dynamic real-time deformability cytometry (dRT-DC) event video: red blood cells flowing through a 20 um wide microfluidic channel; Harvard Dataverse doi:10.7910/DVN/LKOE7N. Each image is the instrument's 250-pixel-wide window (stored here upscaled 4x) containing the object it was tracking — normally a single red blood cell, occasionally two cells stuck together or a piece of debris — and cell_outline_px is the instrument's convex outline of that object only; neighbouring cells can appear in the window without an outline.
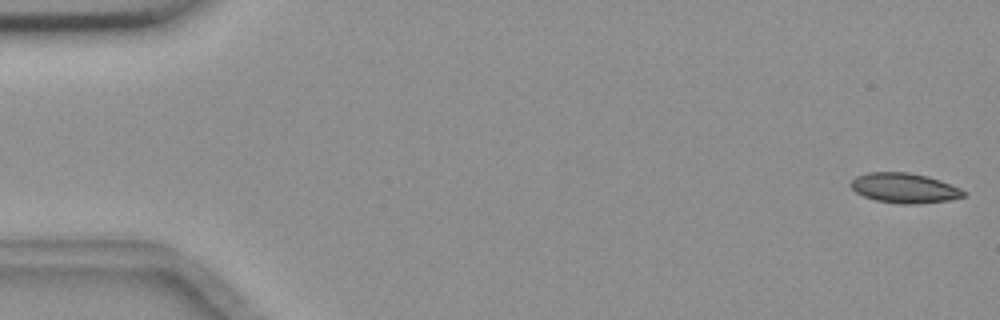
{"species": "common noctule bat (a hibernating species)", "species_latin": "Nyctalus noctula", "temperature_condition": "room temperature", "stored_images_in_passage": 55, "camera_frame_rate_fps": 3000, "um_per_image_px": 0.085, "animal": {"sex": "female", "body_mass_g": 18.4}, "frame": {"image": 1, "passage_image": 1, "time_ms": 0.0, "image_size_px": [1000, 320], "cell_outline_px": [[968, 192], [964, 196], [948, 200], [916, 204], [900, 204], [876, 200], [864, 196], [856, 192], [852, 188], [852, 180], [856, 176], [868, 172], [908, 172], [928, 176], [940, 180], [960, 188]], "centroid_in_image_um": [76.9, 15.98], "position_along_channel_um": 8.1, "area_um2": 19.59}}
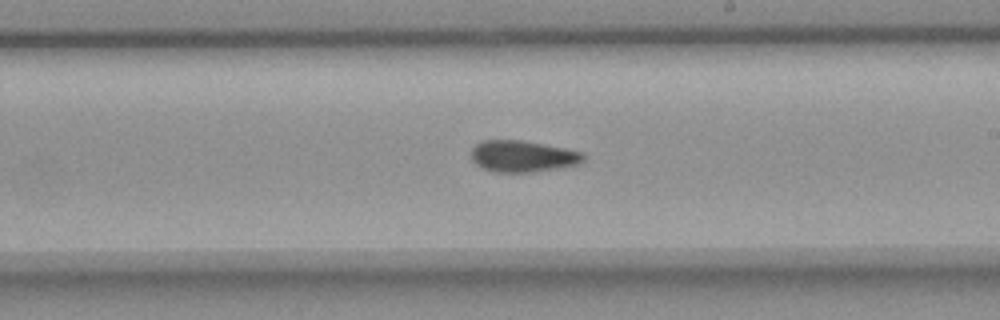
{"frame": {"image": 2, "passage_image": 32, "time_ms": 10.333, "image_size_px": [1000, 320], "cell_outline_px": [[584, 160], [580, 164], [532, 172], [496, 172], [484, 168], [476, 164], [472, 160], [472, 148], [480, 140], [520, 140], [544, 144], [584, 152]], "centroid_in_image_um": [44.43, 13.27], "position_along_channel_um": 244.6, "area_um2": 20.52}}
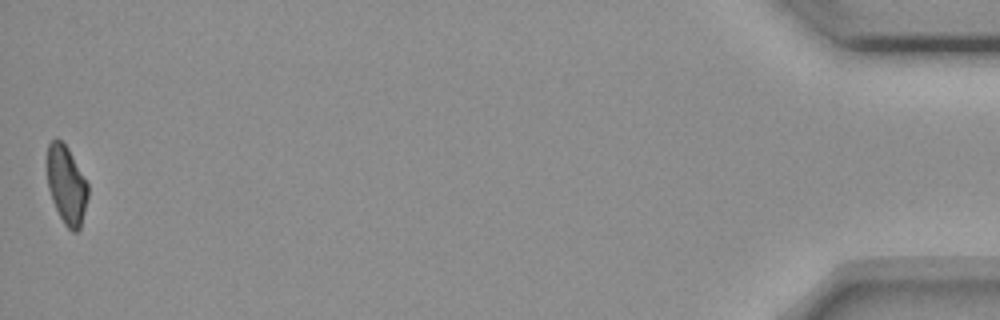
{"frame": {"image": 3, "passage_image": 55, "time_ms": 18.0, "image_size_px": [1000, 320], "cell_outline_px": [[88, 196], [80, 228], [76, 232], [72, 232], [64, 224], [52, 200], [48, 188], [48, 144], [56, 136], [68, 148], [88, 184]], "centroid_in_image_um": [5.66, 15.73], "position_along_channel_um": 429.5, "area_um2": 18.38}, "authors_computed_cell_mechanics": {"area_um2": 20.3456, "velocity_mm_per_s": 3.6532, "shape_relaxation_time_tau1_ms": null, "shape_relaxation_time_tau2_ms": 3.8642, "deformation_change_tau1": null, "deformation_change_tau2": 0.0795}}